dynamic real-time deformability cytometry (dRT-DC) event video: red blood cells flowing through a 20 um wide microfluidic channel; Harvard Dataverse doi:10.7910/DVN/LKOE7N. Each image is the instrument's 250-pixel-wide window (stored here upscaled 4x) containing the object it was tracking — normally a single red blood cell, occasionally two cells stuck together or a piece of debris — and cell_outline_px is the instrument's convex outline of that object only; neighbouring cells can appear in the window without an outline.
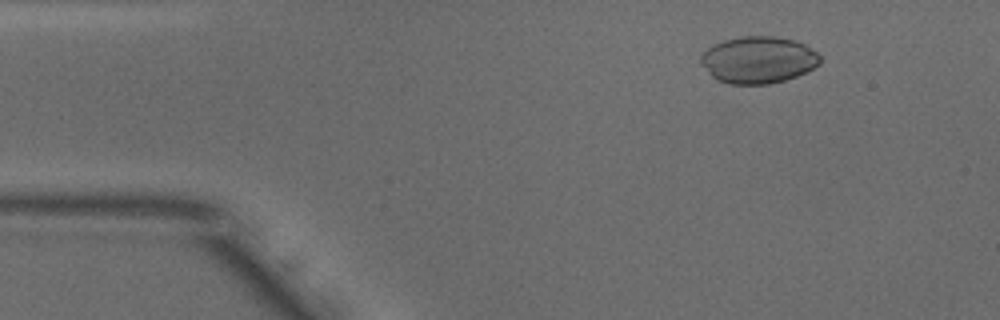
{"species": "common noctule bat (a hibernating species)", "species_latin": "Nyctalus noctula", "temperature_condition": "warm", "stored_images_in_passage": 39, "camera_frame_rate_fps": 3000, "um_per_image_px": 0.085, "animal": {"sex": "male", "body_mass_g": 18.8}, "frame": {"image": 1, "passage_image": 6, "time_ms": 1.667, "image_size_px": [1000, 320], "cell_outline_px": [[820, 64], [796, 76], [784, 80], [768, 84], [728, 84], [716, 80], [700, 64], [700, 52], [712, 44], [724, 40], [740, 36], [776, 36], [792, 40], [804, 44], [816, 52], [820, 56]], "centroid_in_image_um": [64.39, 5.08], "position_along_channel_um": 20.6, "area_um2": 32.77}}
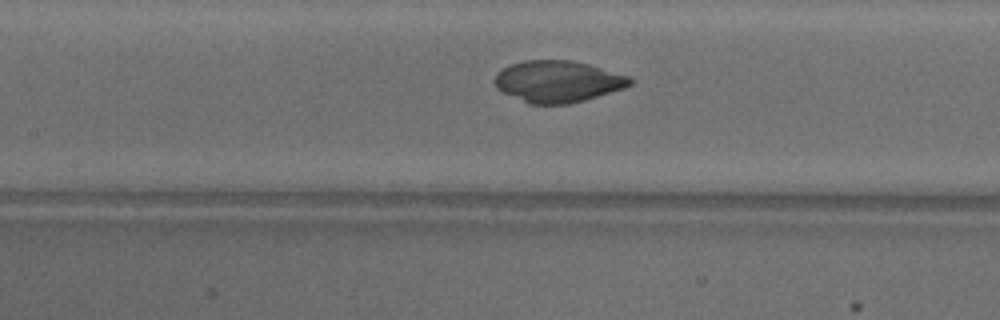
{"frame": {"image": 2, "passage_image": 22, "time_ms": 7.0, "image_size_px": [1000, 320], "cell_outline_px": [[636, 80], [632, 84], [624, 88], [584, 100], [568, 104], [528, 104], [496, 88], [496, 76], [504, 68], [512, 64], [524, 60], [572, 60], [588, 64], [628, 76]], "centroid_in_image_um": [47.45, 6.93], "position_along_channel_um": 160.0, "area_um2": 32.48}}
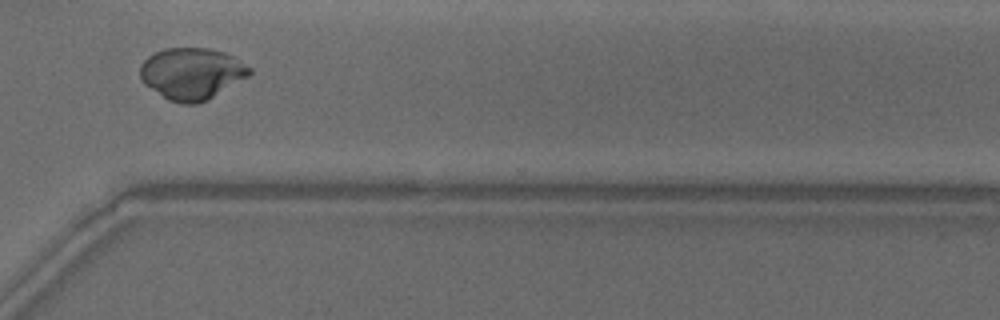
{"frame": {"image": 3, "passage_image": 37, "time_ms": 12.0, "image_size_px": [1000, 320], "cell_outline_px": [[252, 72], [248, 76], [208, 100], [196, 104], [180, 104], [168, 100], [144, 84], [140, 80], [140, 64], [148, 56], [164, 48], [208, 48], [224, 52], [232, 56], [252, 68]], "centroid_in_image_um": [16.28, 6.26], "position_along_channel_um": 354.3, "area_um2": 33.0}}